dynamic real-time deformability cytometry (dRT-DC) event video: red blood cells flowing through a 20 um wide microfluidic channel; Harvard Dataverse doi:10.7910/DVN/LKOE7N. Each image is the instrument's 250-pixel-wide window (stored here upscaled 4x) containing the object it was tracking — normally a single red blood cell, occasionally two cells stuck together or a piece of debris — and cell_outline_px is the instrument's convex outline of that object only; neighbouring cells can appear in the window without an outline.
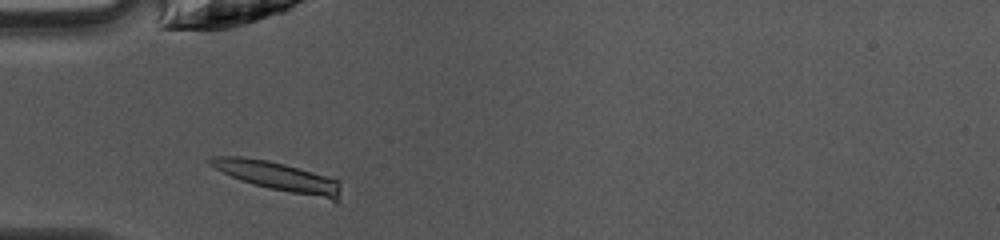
{"species": "common noctule bat (a hibernating species)", "species_latin": "Nyctalus noctula", "temperature_condition": "warm", "stored_images_in_passage": 35, "camera_frame_rate_fps": 3000, "um_per_image_px": 0.085, "animal": {"sex": "female", "body_mass_g": 10.0, "forearm_length_mm": 53.1}, "frame": {"image": 1, "passage_image": 2, "time_ms": 0.333, "image_size_px": [1000, 240], "cell_outline_px": [[340, 188], [336, 204], [268, 188], [240, 180], [208, 164], [204, 160], [212, 156], [244, 156], [268, 160], [284, 164], [340, 180]], "centroid_in_image_um": [23.69, 15.04], "position_along_channel_um": 61.3, "area_um2": 22.72}}
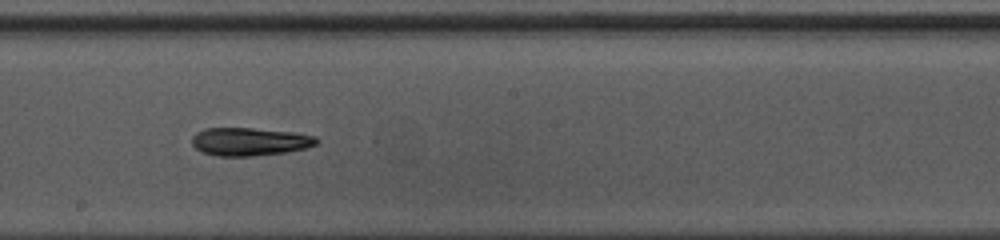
{"frame": {"image": 2, "passage_image": 14, "time_ms": 4.333, "image_size_px": [1000, 240], "cell_outline_px": [[320, 140], [316, 144], [304, 148], [284, 152], [252, 156], [216, 156], [200, 152], [192, 144], [192, 136], [196, 132], [204, 128], [252, 128], [296, 132], [316, 136]], "centroid_in_image_um": [21.2, 12.03], "position_along_channel_um": 227.0, "area_um2": 20.52}}
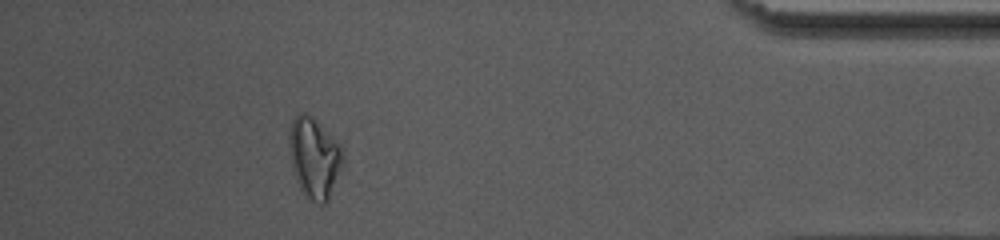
{"frame": {"image": 3, "passage_image": 30, "time_ms": 9.667, "image_size_px": [1000, 240], "cell_outline_px": [[344, 164], [328, 200], [324, 204], [320, 204], [304, 196], [300, 188], [292, 168], [288, 144], [288, 136], [292, 120], [300, 112], [304, 112], [312, 116], [344, 148]], "centroid_in_image_um": [26.73, 13.4], "position_along_channel_um": 408.5, "area_um2": 25.49}, "authors_computed_cell_mechanics": {"area_um2": 20.6346, "velocity_mm_per_s": 4.218, "shape_relaxation_time_tau1_ms": 7.6021, "shape_relaxation_time_tau2_ms": 4.5272, "deformation_change_tau1": 0.2156, "deformation_change_tau2": 0.1473}}